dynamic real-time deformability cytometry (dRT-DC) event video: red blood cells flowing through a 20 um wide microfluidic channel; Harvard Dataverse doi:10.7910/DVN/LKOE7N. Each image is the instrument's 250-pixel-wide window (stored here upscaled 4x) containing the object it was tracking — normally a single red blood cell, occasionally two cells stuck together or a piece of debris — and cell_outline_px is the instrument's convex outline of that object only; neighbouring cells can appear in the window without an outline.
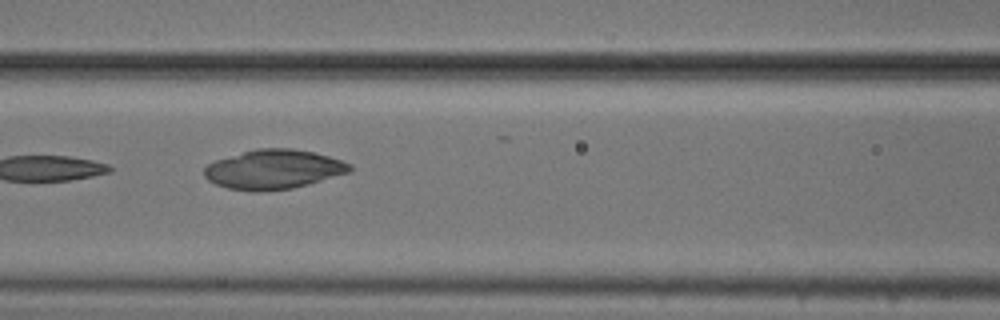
{"species": "common noctule bat (a hibernating species)", "species_latin": "Nyctalus noctula", "temperature_condition": "cold", "stored_images_in_passage": 9, "camera_frame_rate_fps": 3000, "um_per_image_px": 0.085, "animal": {"sex": "male", "body_mass_g": 20.5, "forearm_length_mm": 52.5}, "frame": {"image": 1, "passage_image": 7, "time_ms": 7.0, "image_size_px": [1000, 320], "cell_outline_px": [[352, 172], [308, 184], [292, 188], [260, 192], [252, 192], [228, 188], [216, 184], [208, 180], [204, 176], [204, 168], [208, 164], [216, 160], [256, 148], [292, 148], [312, 152], [328, 156], [352, 164]], "centroid_in_image_um": [23.26, 14.4], "position_along_channel_um": 143.3, "area_um2": 33.47}}
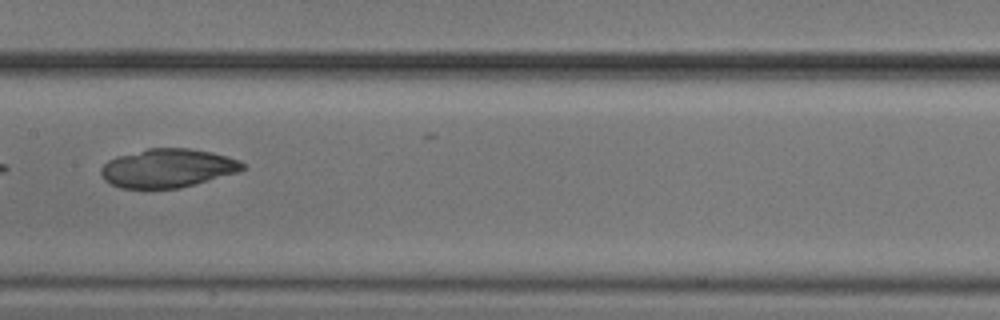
{"frame": {"image": 2, "passage_image": 8, "time_ms": 8.333, "image_size_px": [1000, 320], "cell_outline_px": [[248, 168], [236, 172], [180, 188], [120, 188], [104, 180], [100, 172], [100, 168], [108, 160], [116, 156], [148, 148], [192, 148], [212, 152], [240, 160]], "centroid_in_image_um": [14.23, 14.28], "position_along_channel_um": 193.2, "area_um2": 31.91}}
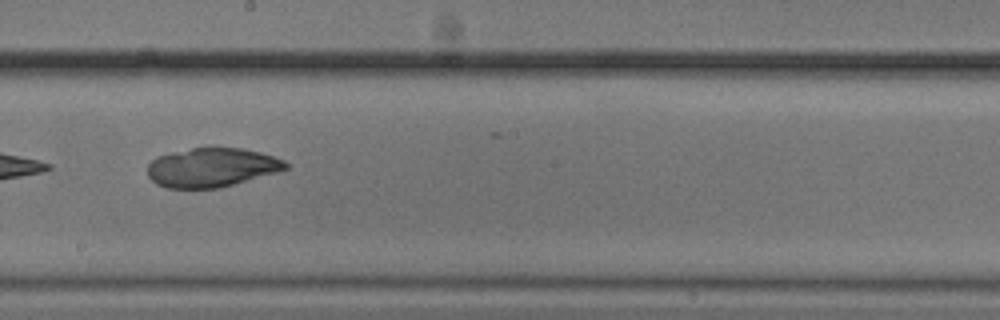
{"frame": {"image": 3, "passage_image": 9, "time_ms": 9.333, "image_size_px": [1000, 320], "cell_outline_px": [[288, 168], [276, 172], [220, 188], [168, 188], [156, 184], [148, 176], [148, 164], [156, 156], [172, 152], [212, 144], [244, 148], [260, 152], [284, 160], [288, 164]], "centroid_in_image_um": [17.98, 14.19], "position_along_channel_um": 230.2, "area_um2": 32.08}}